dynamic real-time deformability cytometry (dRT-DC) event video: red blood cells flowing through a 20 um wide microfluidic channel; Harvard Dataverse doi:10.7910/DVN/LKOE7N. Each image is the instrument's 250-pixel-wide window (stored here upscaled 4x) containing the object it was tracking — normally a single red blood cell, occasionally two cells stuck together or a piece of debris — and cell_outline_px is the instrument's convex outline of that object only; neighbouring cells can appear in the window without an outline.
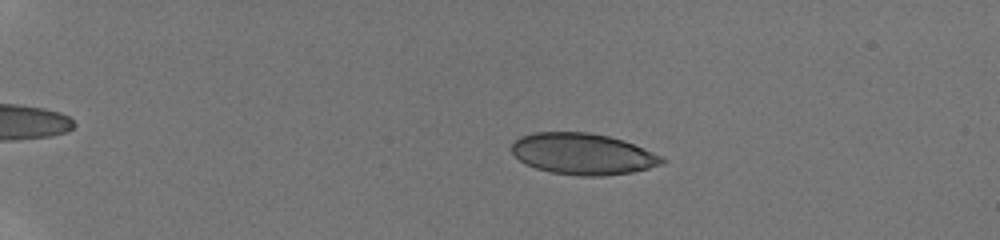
{"species": "human", "species_latin": "Homo sapiens", "temperature_condition": "room temperature", "stored_images_in_passage": 50, "camera_frame_rate_fps": 3000, "um_per_image_px": 0.085, "donor": {"sex": "male"}, "frame": {"image": 1, "passage_image": 1, "time_ms": 0.0, "image_size_px": [1000, 240], "cell_outline_px": [[664, 164], [632, 172], [604, 176], [580, 176], [552, 172], [536, 168], [520, 160], [512, 152], [512, 144], [520, 136], [532, 132], [588, 132], [608, 136], [624, 140], [652, 152], [660, 156], [664, 160]], "centroid_in_image_um": [49.53, 13.08], "position_along_channel_um": 35.5, "area_um2": 35.95}}
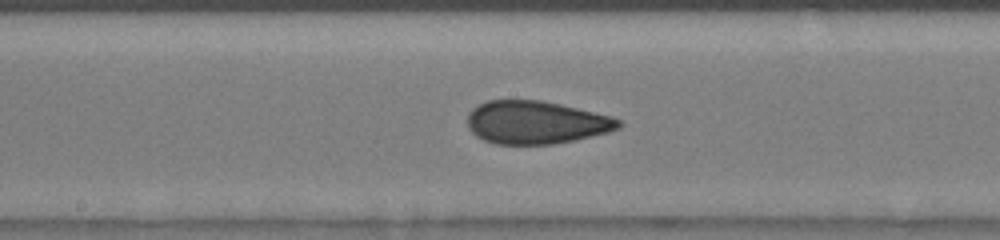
{"frame": {"image": 2, "passage_image": 24, "time_ms": 6.333, "image_size_px": [1000, 240], "cell_outline_px": [[624, 124], [620, 128], [608, 132], [576, 140], [552, 144], [496, 144], [484, 140], [476, 136], [468, 128], [468, 112], [472, 108], [488, 100], [540, 100], [560, 104], [612, 116], [620, 120]], "centroid_in_image_um": [45.57, 10.41], "position_along_channel_um": 202.6, "area_um2": 37.97}}
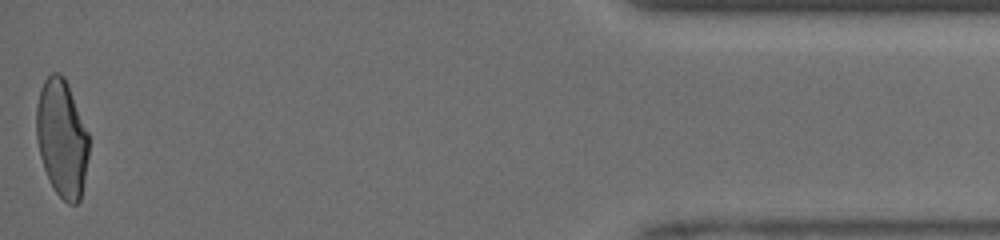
{"frame": {"image": 3, "passage_image": 50, "time_ms": 13.333, "image_size_px": [1000, 240], "cell_outline_px": [[88, 156], [80, 200], [76, 204], [68, 204], [56, 192], [44, 168], [40, 156], [36, 140], [36, 108], [40, 88], [44, 80], [52, 72], [60, 72], [64, 76], [68, 84], [88, 132]], "centroid_in_image_um": [5.24, 11.71], "position_along_channel_um": 430.0, "area_um2": 35.78}, "authors_computed_cell_mechanics": {"area_um2": 37.6856, "velocity_mm_per_s": 4.1563, "shape_relaxation_time_tau1_ms": 7.6176, "shape_relaxation_time_tau2_ms": 0.8292, "deformation_change_tau1": 0.1987, "deformation_change_tau2": 0.074}}